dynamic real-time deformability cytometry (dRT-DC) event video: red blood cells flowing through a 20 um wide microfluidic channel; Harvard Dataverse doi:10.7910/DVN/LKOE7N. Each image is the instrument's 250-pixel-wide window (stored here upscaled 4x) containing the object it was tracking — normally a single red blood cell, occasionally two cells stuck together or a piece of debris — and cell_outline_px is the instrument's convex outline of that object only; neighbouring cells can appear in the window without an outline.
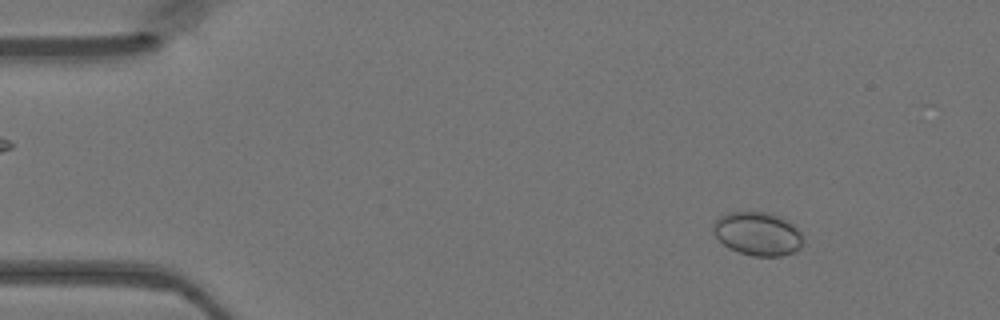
{"species": "Egyptian fruit bat (a non-hibernating species)", "species_latin": "Rousettus aegyptiacus", "temperature_condition": "warm", "stored_images_in_passage": 49, "camera_frame_rate_fps": 3000, "um_per_image_px": 0.085, "animal": {"sex": "female"}, "frame": {"image": 1, "passage_image": 7, "time_ms": 2.0, "image_size_px": [1000, 320], "cell_outline_px": [[804, 240], [800, 248], [784, 256], [752, 256], [728, 248], [712, 232], [712, 224], [720, 216], [728, 212], [772, 212], [788, 220], [804, 236]], "centroid_in_image_um": [64.41, 19.86], "position_along_channel_um": 20.6, "area_um2": 23.0}}
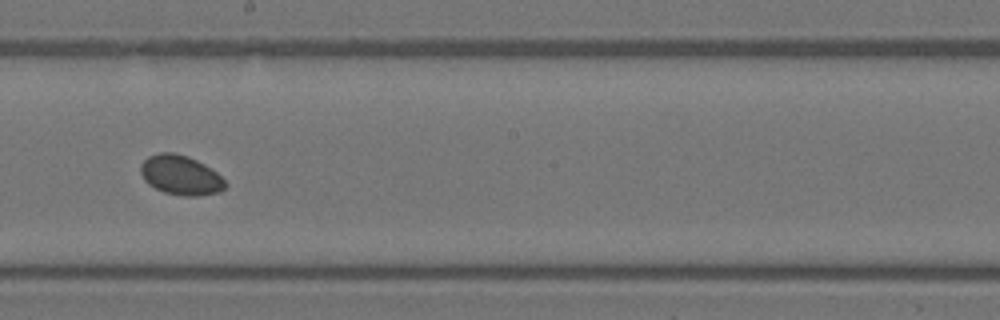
{"frame": {"image": 2, "passage_image": 28, "time_ms": 9.0, "image_size_px": [1000, 320], "cell_outline_px": [[228, 184], [220, 192], [196, 196], [184, 196], [164, 192], [148, 184], [144, 180], [140, 172], [140, 164], [148, 156], [160, 152], [172, 152], [188, 156], [204, 164], [216, 172]], "centroid_in_image_um": [15.34, 14.88], "position_along_channel_um": 232.9, "area_um2": 19.54}}
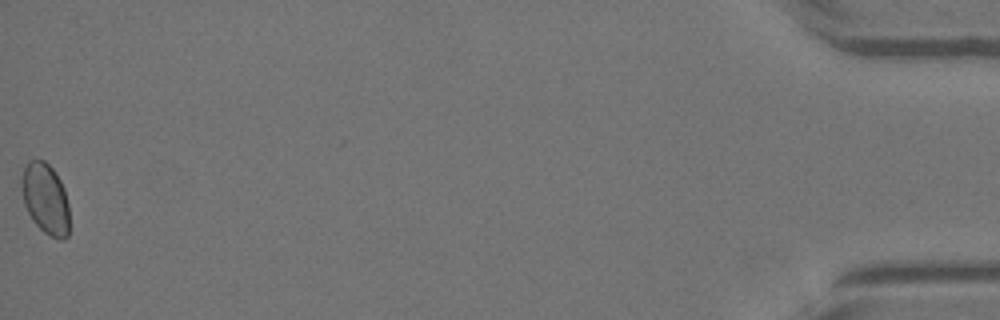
{"frame": {"image": 3, "passage_image": 49, "time_ms": 16.0, "image_size_px": [1000, 320], "cell_outline_px": [[68, 236], [64, 240], [60, 240], [44, 232], [32, 220], [24, 204], [20, 184], [20, 180], [24, 168], [28, 160], [44, 160], [56, 172], [64, 188], [68, 204]], "centroid_in_image_um": [3.85, 16.87], "position_along_channel_um": 431.4, "area_um2": 19.83}}